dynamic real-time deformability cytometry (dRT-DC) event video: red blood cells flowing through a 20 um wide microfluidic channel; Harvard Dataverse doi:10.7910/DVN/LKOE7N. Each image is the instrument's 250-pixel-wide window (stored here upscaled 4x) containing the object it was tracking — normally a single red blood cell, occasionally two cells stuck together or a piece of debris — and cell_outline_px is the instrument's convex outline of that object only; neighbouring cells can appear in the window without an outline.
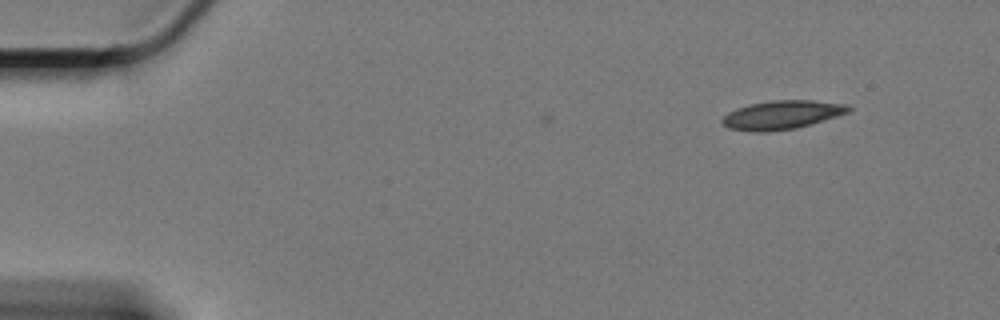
{"species": "Egyptian fruit bat (a non-hibernating species)", "species_latin": "Rousettus aegyptiacus", "temperature_condition": "cold", "stored_images_in_passage": 10, "camera_frame_rate_fps": 3000, "um_per_image_px": 0.085, "animal": {"sex": "female"}, "frame": {"image": 1, "passage_image": 10, "time_ms": 3.0, "image_size_px": [1000, 320], "cell_outline_px": [[852, 108], [848, 112], [836, 116], [796, 128], [764, 132], [760, 132], [728, 128], [720, 120], [728, 112], [736, 108], [748, 104], [772, 100], [812, 100], [848, 104]], "centroid_in_image_um": [66.45, 9.75], "position_along_channel_um": 18.6, "area_um2": 20.98}}